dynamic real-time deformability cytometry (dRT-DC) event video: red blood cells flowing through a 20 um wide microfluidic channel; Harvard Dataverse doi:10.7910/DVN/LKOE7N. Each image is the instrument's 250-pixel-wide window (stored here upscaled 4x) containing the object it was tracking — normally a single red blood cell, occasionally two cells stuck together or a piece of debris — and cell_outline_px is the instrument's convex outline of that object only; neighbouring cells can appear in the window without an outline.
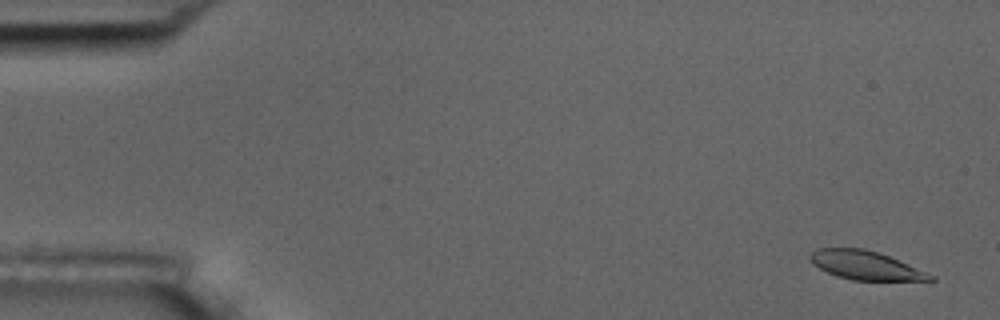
{"species": "common noctule bat (a hibernating species)", "species_latin": "Nyctalus noctula", "temperature_condition": "room temperature", "stored_images_in_passage": 5, "camera_frame_rate_fps": 3000, "um_per_image_px": 0.085, "animal": {"sex": "male", "body_mass_g": 17.5, "forearm_length_mm": 52.3}, "frame": {"image": 1, "passage_image": 1, "time_ms": 0.0, "image_size_px": [1000, 320], "cell_outline_px": [[936, 280], [852, 280], [836, 276], [812, 264], [808, 256], [816, 248], [864, 248], [888, 256], [936, 276]], "centroid_in_image_um": [73.53, 22.55], "position_along_channel_um": 11.5, "area_um2": 19.88}}
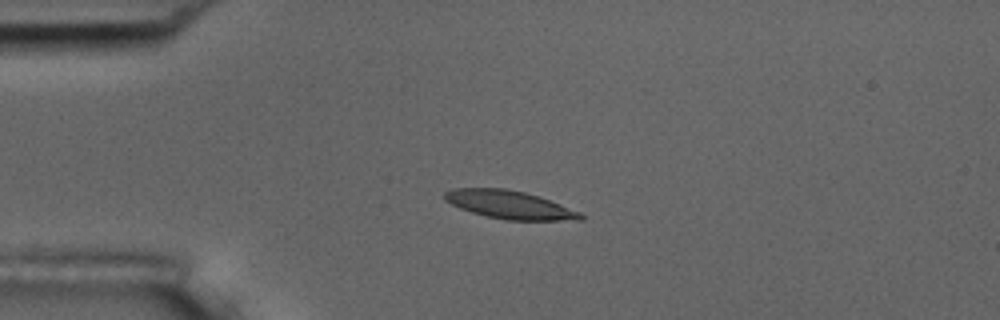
{"frame": {"image": 2, "passage_image": 4, "time_ms": 3.667, "image_size_px": [1000, 320], "cell_outline_px": [[584, 220], [504, 220], [472, 212], [460, 208], [444, 200], [444, 192], [452, 188], [504, 188], [524, 192], [540, 196], [580, 212], [584, 216]], "centroid_in_image_um": [43.31, 17.4], "position_along_channel_um": 41.7, "area_um2": 22.25}}